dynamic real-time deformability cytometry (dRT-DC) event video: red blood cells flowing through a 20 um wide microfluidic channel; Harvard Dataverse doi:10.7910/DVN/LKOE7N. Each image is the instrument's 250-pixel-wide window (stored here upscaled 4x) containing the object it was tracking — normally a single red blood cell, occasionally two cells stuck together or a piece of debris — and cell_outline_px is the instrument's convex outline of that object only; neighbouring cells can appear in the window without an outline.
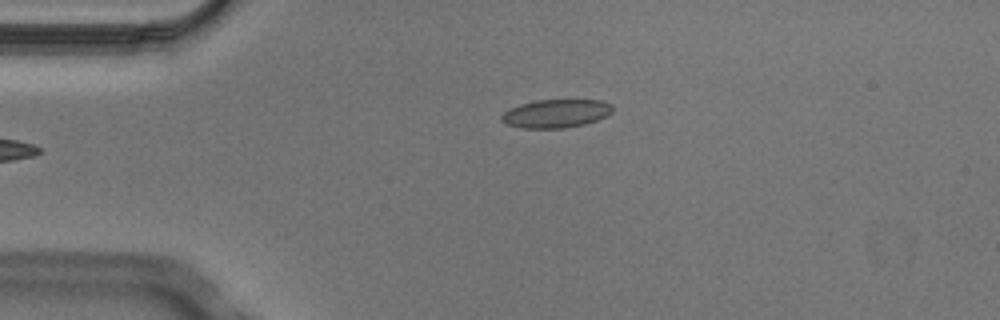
{"species": "Egyptian fruit bat (a non-hibernating species)", "species_latin": "Rousettus aegyptiacus", "temperature_condition": "cold", "stored_images_in_passage": 5, "camera_frame_rate_fps": 3000, "um_per_image_px": 0.085, "animal": {"sex": "male"}, "frame": {"image": 1, "passage_image": 5, "time_ms": 1.333, "image_size_px": [1000, 320], "cell_outline_px": [[612, 112], [608, 116], [584, 124], [564, 128], [520, 128], [508, 124], [500, 120], [500, 116], [504, 112], [520, 104], [536, 100], [600, 100], [612, 104]], "centroid_in_image_um": [47.27, 9.65], "position_along_channel_um": 37.7, "area_um2": 18.32}}